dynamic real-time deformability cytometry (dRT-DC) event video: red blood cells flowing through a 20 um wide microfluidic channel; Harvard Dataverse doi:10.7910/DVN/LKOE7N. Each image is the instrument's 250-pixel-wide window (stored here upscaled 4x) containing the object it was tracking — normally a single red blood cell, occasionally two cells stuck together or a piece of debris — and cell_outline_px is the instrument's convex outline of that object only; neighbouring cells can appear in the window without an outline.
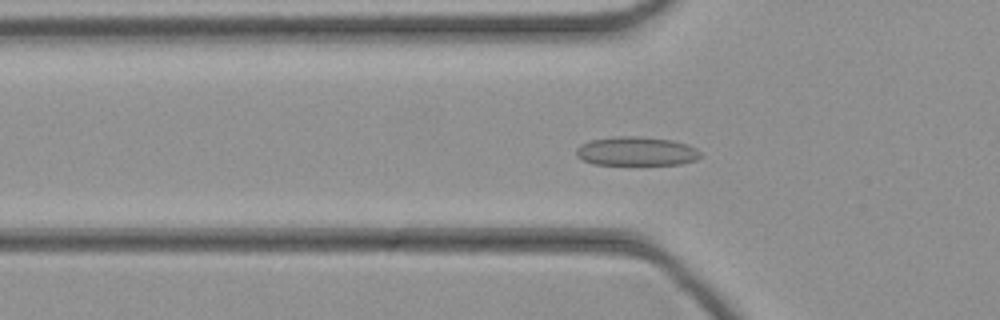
{"species": "common noctule bat (a hibernating species)", "species_latin": "Nyctalus noctula", "temperature_condition": "cold", "stored_images_in_passage": 47, "camera_frame_rate_fps": 3000, "um_per_image_px": 0.085, "animal": {"sex": "female", "body_mass_g": 21.9}, "frame": {"image": 1, "passage_image": 15, "time_ms": 4.667, "image_size_px": [1000, 320], "cell_outline_px": [[700, 156], [696, 160], [680, 164], [592, 164], [576, 156], [576, 148], [580, 144], [592, 140], [616, 136], [640, 136], [672, 140], [688, 144], [696, 148], [700, 152]], "centroid_in_image_um": [54.09, 12.85], "position_along_channel_um": 71.7, "area_um2": 20.92}}
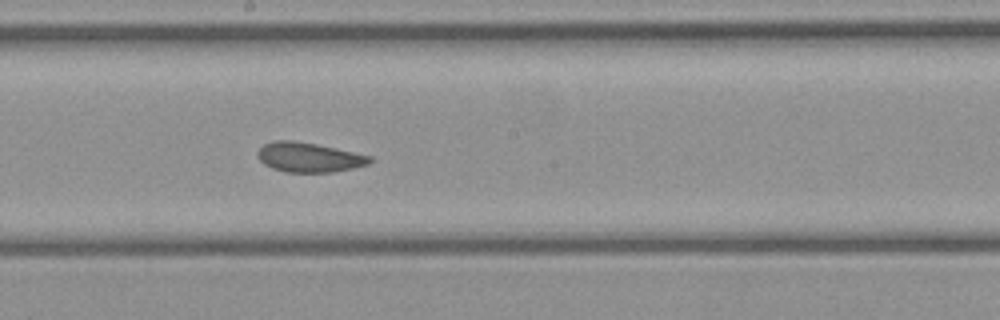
{"frame": {"image": 2, "passage_image": 25, "time_ms": 8.0, "image_size_px": [1000, 320], "cell_outline_px": [[372, 160], [368, 164], [352, 168], [332, 172], [284, 172], [272, 168], [264, 164], [256, 156], [256, 152], [264, 144], [272, 140], [292, 140], [316, 144], [372, 156]], "centroid_in_image_um": [26.21, 13.37], "position_along_channel_um": 222.0, "area_um2": 19.36}}
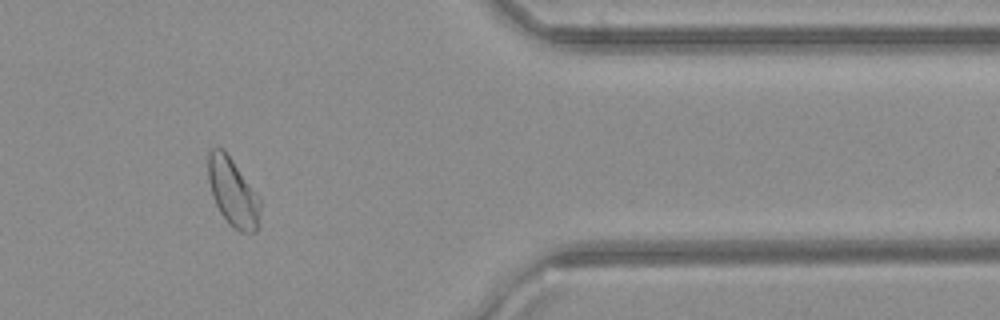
{"frame": {"image": 3, "passage_image": 38, "time_ms": 12.333, "image_size_px": [1000, 320], "cell_outline_px": [[260, 224], [256, 232], [240, 232], [228, 224], [220, 212], [212, 196], [208, 180], [208, 152], [216, 144], [224, 148], [256, 192], [260, 200]], "centroid_in_image_um": [19.79, 16.32], "position_along_channel_um": 391.6, "area_um2": 21.04}}